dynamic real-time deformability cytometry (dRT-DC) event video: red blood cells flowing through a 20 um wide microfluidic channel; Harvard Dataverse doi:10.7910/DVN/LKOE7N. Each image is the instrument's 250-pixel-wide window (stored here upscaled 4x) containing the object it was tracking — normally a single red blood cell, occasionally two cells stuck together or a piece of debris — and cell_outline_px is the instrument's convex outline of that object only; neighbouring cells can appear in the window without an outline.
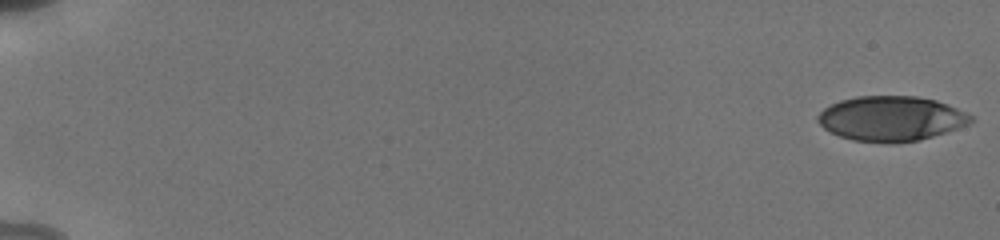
{"species": "human", "species_latin": "Homo sapiens", "temperature_condition": "cold", "stored_images_in_passage": 17, "camera_frame_rate_fps": 3000, "um_per_image_px": 0.085, "donor": {"sex": "male"}, "frame": {"image": 1, "passage_image": 1, "time_ms": 0.0, "image_size_px": [1000, 240], "cell_outline_px": [[976, 116], [968, 124], [920, 140], [892, 144], [888, 144], [852, 140], [840, 136], [824, 128], [816, 120], [816, 116], [824, 108], [840, 100], [856, 96], [916, 96], [936, 100], [948, 104]], "centroid_in_image_um": [75.75, 10.08], "position_along_channel_um": 9.3, "area_um2": 40.23}}
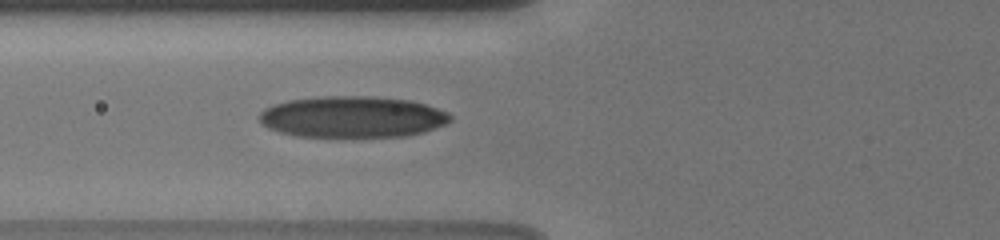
{"frame": {"image": 2, "passage_image": 15, "time_ms": 7.333, "image_size_px": [1000, 240], "cell_outline_px": [[452, 120], [448, 124], [424, 132], [408, 136], [296, 136], [280, 132], [268, 128], [260, 120], [260, 112], [264, 108], [272, 104], [288, 100], [324, 96], [372, 96], [412, 100], [448, 112], [452, 116]], "centroid_in_image_um": [29.99, 9.93], "position_along_channel_um": 95.8, "area_um2": 46.12}}
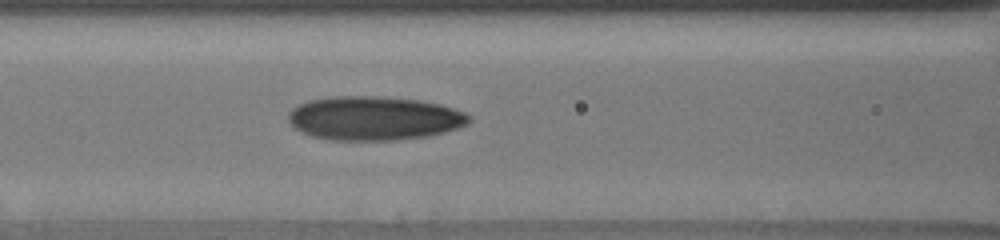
{"frame": {"image": 3, "passage_image": 17, "time_ms": 8.333, "image_size_px": [1000, 240], "cell_outline_px": [[472, 120], [468, 124], [444, 132], [428, 136], [400, 140], [332, 140], [312, 136], [300, 132], [288, 120], [288, 112], [296, 104], [308, 100], [328, 96], [376, 96], [420, 100], [440, 104], [464, 112], [472, 116]], "centroid_in_image_um": [31.78, 10.04], "position_along_channel_um": 134.8, "area_um2": 46.64}}